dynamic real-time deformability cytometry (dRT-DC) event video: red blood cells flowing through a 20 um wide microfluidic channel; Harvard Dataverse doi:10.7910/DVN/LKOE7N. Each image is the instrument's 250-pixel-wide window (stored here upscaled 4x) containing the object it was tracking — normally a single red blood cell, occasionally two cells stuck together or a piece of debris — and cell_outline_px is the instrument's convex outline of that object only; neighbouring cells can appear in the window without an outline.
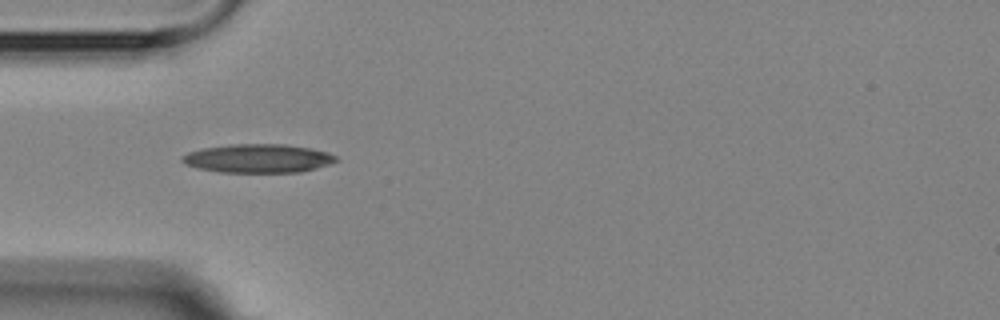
{"species": "Egyptian fruit bat (a non-hibernating species)", "species_latin": "Rousettus aegyptiacus", "temperature_condition": "room temperature", "stored_images_in_passage": 3, "camera_frame_rate_fps": 3000, "um_per_image_px": 0.085, "animal": {"sex": "female"}, "frame": {"image": 1, "passage_image": 2, "time_ms": 1.0, "image_size_px": [1000, 320], "cell_outline_px": [[340, 160], [316, 168], [300, 172], [220, 172], [196, 168], [184, 164], [180, 160], [180, 156], [188, 152], [200, 148], [228, 144], [284, 144], [312, 148], [328, 152], [336, 156]], "centroid_in_image_um": [21.89, 13.45], "position_along_channel_um": 63.1, "area_um2": 26.01}}
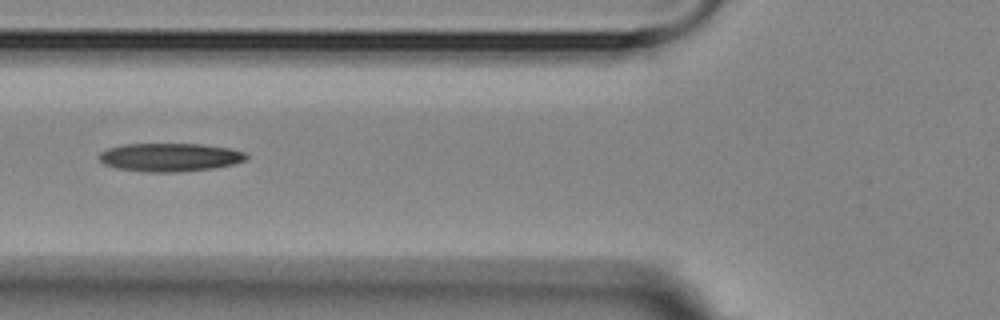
{"frame": {"image": 2, "passage_image": 3, "time_ms": 2.333, "image_size_px": [1000, 320], "cell_outline_px": [[248, 156], [244, 160], [232, 164], [212, 168], [176, 172], [144, 172], [116, 168], [104, 164], [100, 160], [100, 152], [108, 148], [124, 144], [200, 144], [228, 148], [244, 152]], "centroid_in_image_um": [14.4, 13.37], "position_along_channel_um": 111.4, "area_um2": 24.1}}